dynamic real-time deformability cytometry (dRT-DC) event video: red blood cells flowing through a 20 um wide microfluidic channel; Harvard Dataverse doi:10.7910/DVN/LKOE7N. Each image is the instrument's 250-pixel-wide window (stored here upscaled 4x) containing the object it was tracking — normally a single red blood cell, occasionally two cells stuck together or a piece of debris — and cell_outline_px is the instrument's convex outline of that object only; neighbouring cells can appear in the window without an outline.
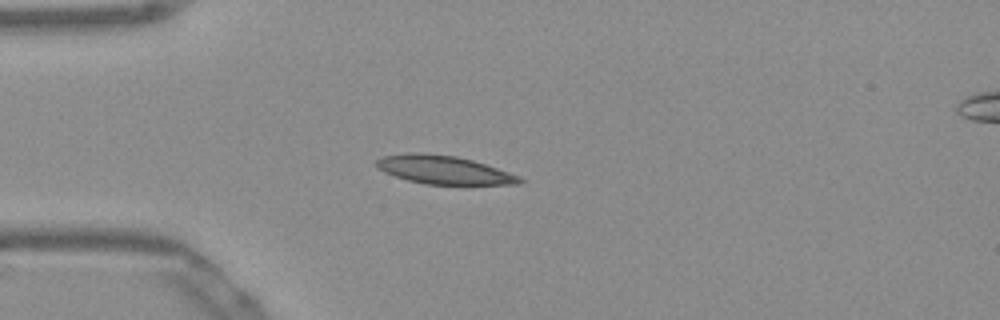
{"species": "Egyptian fruit bat (a non-hibernating species)", "species_latin": "Rousettus aegyptiacus", "temperature_condition": "warm", "stored_images_in_passage": 39, "camera_frame_rate_fps": 3000, "um_per_image_px": 0.085, "frame": {"image": 1, "passage_image": 1, "time_ms": 0.0, "image_size_px": [1000, 320], "cell_outline_px": [[524, 180], [520, 184], [428, 184], [408, 180], [384, 172], [376, 168], [376, 160], [384, 156], [408, 152], [420, 152], [456, 156], [472, 160], [520, 176]], "centroid_in_image_um": [37.69, 14.43], "position_along_channel_um": 47.3, "area_um2": 23.47}}
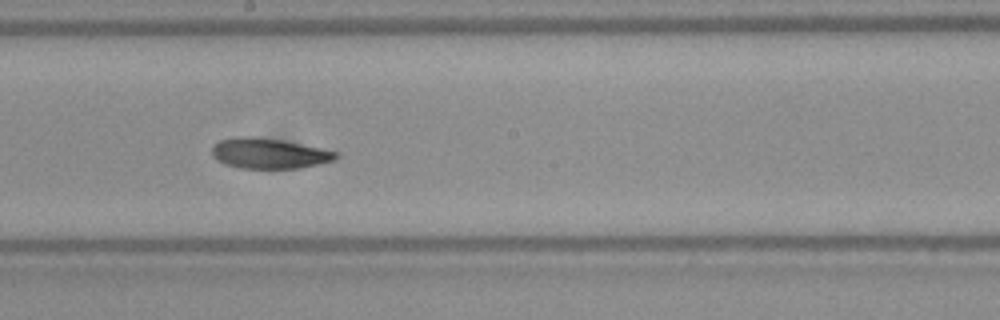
{"frame": {"image": 2, "passage_image": 16, "time_ms": 5.0, "image_size_px": [1000, 320], "cell_outline_px": [[340, 156], [336, 160], [320, 164], [300, 168], [240, 168], [224, 164], [216, 160], [212, 156], [212, 148], [220, 140], [240, 136], [252, 136], [280, 140], [340, 152]], "centroid_in_image_um": [22.89, 13.05], "position_along_channel_um": 225.3, "area_um2": 21.96}}
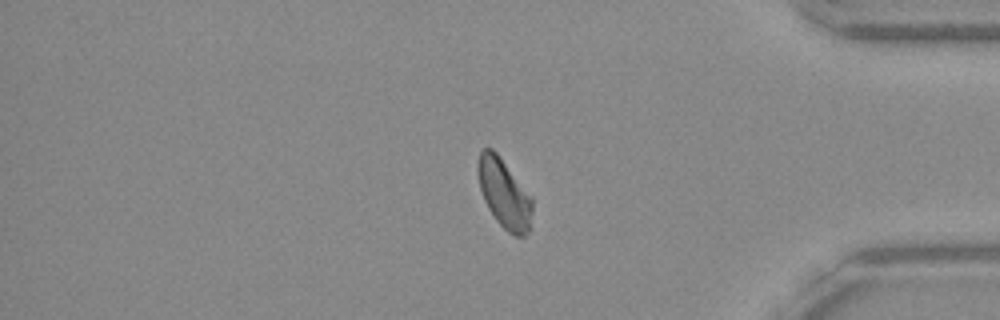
{"frame": {"image": 3, "passage_image": 31, "time_ms": 10.0, "image_size_px": [1000, 320], "cell_outline_px": [[532, 228], [524, 236], [516, 236], [508, 232], [496, 220], [488, 208], [484, 200], [480, 188], [476, 172], [476, 164], [480, 152], [484, 148], [492, 148], [496, 152], [532, 196]], "centroid_in_image_um": [42.86, 16.46], "position_along_channel_um": 392.3, "area_um2": 22.2}, "authors_computed_cell_mechanics": {"area_um2": 22.1952, "velocity_mm_per_s": 3.8531, "shape_relaxation_time_tau1_ms": 5.1251, "shape_relaxation_time_tau2_ms": 2.4858, "deformation_change_tau1": 0.1352, "deformation_change_tau2": 0.0729}}